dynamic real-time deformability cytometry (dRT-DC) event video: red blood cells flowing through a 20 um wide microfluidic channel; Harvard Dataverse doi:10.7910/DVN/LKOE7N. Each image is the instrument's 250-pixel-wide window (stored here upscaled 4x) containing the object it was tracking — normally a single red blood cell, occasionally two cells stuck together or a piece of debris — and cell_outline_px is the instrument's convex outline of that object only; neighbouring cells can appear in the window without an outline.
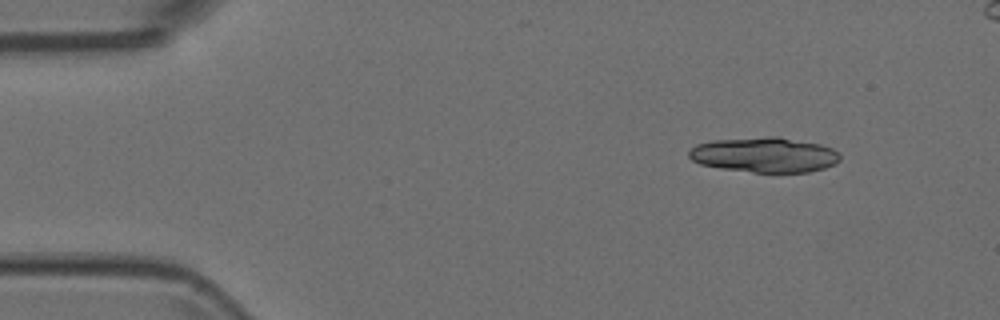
{"species": "Egyptian fruit bat (a non-hibernating species)", "species_latin": "Rousettus aegyptiacus", "temperature_condition": "room temperature", "stored_images_in_passage": 4, "segment_of_instrument_passage": [1, 2], "camera_frame_rate_fps": 3000, "um_per_image_px": 0.085, "animal": {"sex": "female"}, "frame": {"image": 1, "passage_image": 1, "time_ms": 0.0, "image_size_px": [1000, 320], "cell_outline_px": [[840, 160], [836, 164], [824, 168], [808, 172], [752, 172], [720, 168], [700, 164], [692, 160], [688, 156], [688, 148], [696, 144], [712, 140], [768, 136], [780, 136], [820, 144], [832, 148], [840, 152]], "centroid_in_image_um": [64.98, 13.15], "position_along_channel_um": 20.0, "area_um2": 31.27}}